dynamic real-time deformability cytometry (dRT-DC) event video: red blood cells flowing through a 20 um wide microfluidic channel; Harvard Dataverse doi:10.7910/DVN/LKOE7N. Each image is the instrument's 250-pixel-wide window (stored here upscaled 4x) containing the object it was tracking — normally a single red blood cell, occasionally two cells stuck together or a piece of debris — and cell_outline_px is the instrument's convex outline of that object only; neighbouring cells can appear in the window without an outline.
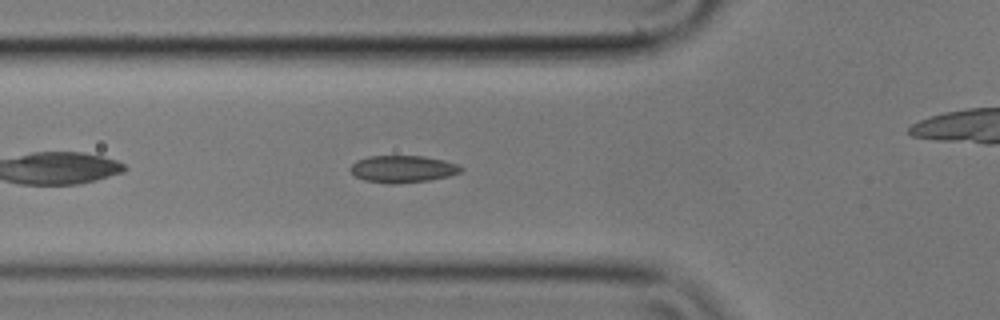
{"species": "common noctule bat (a hibernating species)", "species_latin": "Nyctalus noctula", "temperature_condition": "cold", "stored_images_in_passage": 7, "segment_of_instrument_passage": [1, 2], "camera_frame_rate_fps": 3000, "um_per_image_px": 0.085, "animal": {"sex": "male", "body_mass_g": 17.9}, "frame": {"image": 1, "passage_image": 6, "time_ms": 1.667, "image_size_px": [1000, 320], "cell_outline_px": [[464, 168], [460, 172], [448, 176], [428, 180], [392, 184], [388, 184], [364, 180], [356, 176], [348, 168], [356, 160], [368, 156], [424, 156], [444, 160], [456, 164]], "centroid_in_image_um": [34.2, 14.36], "position_along_channel_um": 91.6, "area_um2": 17.4}}